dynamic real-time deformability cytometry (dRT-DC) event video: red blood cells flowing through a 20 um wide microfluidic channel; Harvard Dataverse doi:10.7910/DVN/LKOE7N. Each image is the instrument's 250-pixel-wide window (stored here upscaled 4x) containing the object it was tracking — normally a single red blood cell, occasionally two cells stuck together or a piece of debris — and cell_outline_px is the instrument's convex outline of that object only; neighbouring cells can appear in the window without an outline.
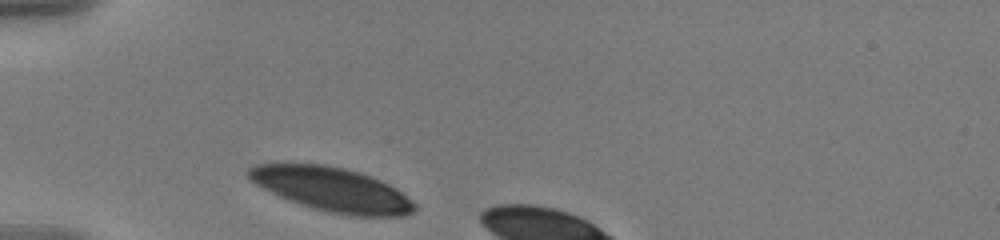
{"species": "human", "species_latin": "Homo sapiens", "temperature_condition": "warm", "stored_images_in_passage": 6, "camera_frame_rate_fps": 3000, "um_per_image_px": 0.085, "donor": {"sex": "male"}, "frame": {"image": 1, "passage_image": 1, "time_ms": 0.0, "image_size_px": [1000, 240], "cell_outline_px": [[416, 208], [412, 212], [404, 216], [348, 216], [328, 212], [312, 208], [300, 204], [280, 196], [248, 180], [248, 168], [256, 164], [324, 164], [344, 168], [360, 172], [380, 180], [396, 188], [412, 200], [416, 204]], "centroid_in_image_um": [28.24, 16.11], "position_along_channel_um": 56.8, "area_um2": 42.48}}